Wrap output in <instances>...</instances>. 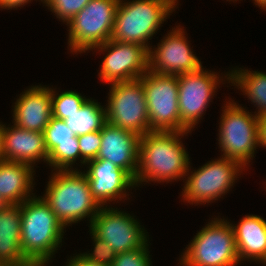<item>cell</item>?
<instances>
[{"instance_id": "34", "label": "cell", "mask_w": 266, "mask_h": 266, "mask_svg": "<svg viewBox=\"0 0 266 266\" xmlns=\"http://www.w3.org/2000/svg\"><path fill=\"white\" fill-rule=\"evenodd\" d=\"M4 160L3 125L0 123V161Z\"/></svg>"}, {"instance_id": "37", "label": "cell", "mask_w": 266, "mask_h": 266, "mask_svg": "<svg viewBox=\"0 0 266 266\" xmlns=\"http://www.w3.org/2000/svg\"><path fill=\"white\" fill-rule=\"evenodd\" d=\"M0 266H16V265H12V264H0Z\"/></svg>"}, {"instance_id": "33", "label": "cell", "mask_w": 266, "mask_h": 266, "mask_svg": "<svg viewBox=\"0 0 266 266\" xmlns=\"http://www.w3.org/2000/svg\"><path fill=\"white\" fill-rule=\"evenodd\" d=\"M31 0H1V8L3 9H12L24 6L29 3Z\"/></svg>"}, {"instance_id": "15", "label": "cell", "mask_w": 266, "mask_h": 266, "mask_svg": "<svg viewBox=\"0 0 266 266\" xmlns=\"http://www.w3.org/2000/svg\"><path fill=\"white\" fill-rule=\"evenodd\" d=\"M86 164L88 170L84 174L91 194L101 207L109 201L126 198V189L136 187L134 178L128 172L108 160L93 159Z\"/></svg>"}, {"instance_id": "1", "label": "cell", "mask_w": 266, "mask_h": 266, "mask_svg": "<svg viewBox=\"0 0 266 266\" xmlns=\"http://www.w3.org/2000/svg\"><path fill=\"white\" fill-rule=\"evenodd\" d=\"M187 133L151 131L140 137L136 186L148 181L172 182L189 175L190 158L180 141Z\"/></svg>"}, {"instance_id": "13", "label": "cell", "mask_w": 266, "mask_h": 266, "mask_svg": "<svg viewBox=\"0 0 266 266\" xmlns=\"http://www.w3.org/2000/svg\"><path fill=\"white\" fill-rule=\"evenodd\" d=\"M217 74L202 67L199 71L177 76L180 122L189 131L199 122L222 80Z\"/></svg>"}, {"instance_id": "12", "label": "cell", "mask_w": 266, "mask_h": 266, "mask_svg": "<svg viewBox=\"0 0 266 266\" xmlns=\"http://www.w3.org/2000/svg\"><path fill=\"white\" fill-rule=\"evenodd\" d=\"M95 48L108 51L99 73L105 83L136 80L149 69V50L144 46L108 40Z\"/></svg>"}, {"instance_id": "8", "label": "cell", "mask_w": 266, "mask_h": 266, "mask_svg": "<svg viewBox=\"0 0 266 266\" xmlns=\"http://www.w3.org/2000/svg\"><path fill=\"white\" fill-rule=\"evenodd\" d=\"M107 101L106 122L140 137L150 132L143 76L136 80L111 83Z\"/></svg>"}, {"instance_id": "26", "label": "cell", "mask_w": 266, "mask_h": 266, "mask_svg": "<svg viewBox=\"0 0 266 266\" xmlns=\"http://www.w3.org/2000/svg\"><path fill=\"white\" fill-rule=\"evenodd\" d=\"M43 134L48 154L60 143L78 142L77 136L68 128L64 120L53 116L45 127Z\"/></svg>"}, {"instance_id": "31", "label": "cell", "mask_w": 266, "mask_h": 266, "mask_svg": "<svg viewBox=\"0 0 266 266\" xmlns=\"http://www.w3.org/2000/svg\"><path fill=\"white\" fill-rule=\"evenodd\" d=\"M68 261V265L66 266H107L94 261L86 260L80 254L73 256V258L71 257Z\"/></svg>"}, {"instance_id": "30", "label": "cell", "mask_w": 266, "mask_h": 266, "mask_svg": "<svg viewBox=\"0 0 266 266\" xmlns=\"http://www.w3.org/2000/svg\"><path fill=\"white\" fill-rule=\"evenodd\" d=\"M90 233L92 234L91 236H93L92 239L95 243L94 250L92 251L93 253H80V255L86 260L111 266L117 254L108 243L95 236L91 231Z\"/></svg>"}, {"instance_id": "17", "label": "cell", "mask_w": 266, "mask_h": 266, "mask_svg": "<svg viewBox=\"0 0 266 266\" xmlns=\"http://www.w3.org/2000/svg\"><path fill=\"white\" fill-rule=\"evenodd\" d=\"M52 117L51 88L32 86L20 94L13 109V123L25 130L42 132Z\"/></svg>"}, {"instance_id": "5", "label": "cell", "mask_w": 266, "mask_h": 266, "mask_svg": "<svg viewBox=\"0 0 266 266\" xmlns=\"http://www.w3.org/2000/svg\"><path fill=\"white\" fill-rule=\"evenodd\" d=\"M214 218L187 245L182 266H235L238 257L234 231L230 222Z\"/></svg>"}, {"instance_id": "25", "label": "cell", "mask_w": 266, "mask_h": 266, "mask_svg": "<svg viewBox=\"0 0 266 266\" xmlns=\"http://www.w3.org/2000/svg\"><path fill=\"white\" fill-rule=\"evenodd\" d=\"M80 158L78 142L60 143L48 155V165L53 170H72V166ZM70 167V168H69Z\"/></svg>"}, {"instance_id": "38", "label": "cell", "mask_w": 266, "mask_h": 266, "mask_svg": "<svg viewBox=\"0 0 266 266\" xmlns=\"http://www.w3.org/2000/svg\"><path fill=\"white\" fill-rule=\"evenodd\" d=\"M43 1V3H47L48 1H50V0H41V2Z\"/></svg>"}, {"instance_id": "32", "label": "cell", "mask_w": 266, "mask_h": 266, "mask_svg": "<svg viewBox=\"0 0 266 266\" xmlns=\"http://www.w3.org/2000/svg\"><path fill=\"white\" fill-rule=\"evenodd\" d=\"M259 144L266 147V114L259 117Z\"/></svg>"}, {"instance_id": "29", "label": "cell", "mask_w": 266, "mask_h": 266, "mask_svg": "<svg viewBox=\"0 0 266 266\" xmlns=\"http://www.w3.org/2000/svg\"><path fill=\"white\" fill-rule=\"evenodd\" d=\"M77 138L80 147V163L85 165L86 162L96 159L101 147L100 130L77 136Z\"/></svg>"}, {"instance_id": "16", "label": "cell", "mask_w": 266, "mask_h": 266, "mask_svg": "<svg viewBox=\"0 0 266 266\" xmlns=\"http://www.w3.org/2000/svg\"><path fill=\"white\" fill-rule=\"evenodd\" d=\"M96 159H104L128 172L134 179L139 166L140 136L106 122Z\"/></svg>"}, {"instance_id": "14", "label": "cell", "mask_w": 266, "mask_h": 266, "mask_svg": "<svg viewBox=\"0 0 266 266\" xmlns=\"http://www.w3.org/2000/svg\"><path fill=\"white\" fill-rule=\"evenodd\" d=\"M167 35L155 50H149V70L175 76L199 71L201 61L191 51L184 29L173 28Z\"/></svg>"}, {"instance_id": "10", "label": "cell", "mask_w": 266, "mask_h": 266, "mask_svg": "<svg viewBox=\"0 0 266 266\" xmlns=\"http://www.w3.org/2000/svg\"><path fill=\"white\" fill-rule=\"evenodd\" d=\"M243 169L234 159L222 157L209 161L187 177L182 197L192 205L218 200L230 190Z\"/></svg>"}, {"instance_id": "4", "label": "cell", "mask_w": 266, "mask_h": 266, "mask_svg": "<svg viewBox=\"0 0 266 266\" xmlns=\"http://www.w3.org/2000/svg\"><path fill=\"white\" fill-rule=\"evenodd\" d=\"M119 1L110 40L135 43L151 49L147 43L163 21L174 11L177 0Z\"/></svg>"}, {"instance_id": "21", "label": "cell", "mask_w": 266, "mask_h": 266, "mask_svg": "<svg viewBox=\"0 0 266 266\" xmlns=\"http://www.w3.org/2000/svg\"><path fill=\"white\" fill-rule=\"evenodd\" d=\"M34 166L14 161H0V196L8 204H21L31 198Z\"/></svg>"}, {"instance_id": "19", "label": "cell", "mask_w": 266, "mask_h": 266, "mask_svg": "<svg viewBox=\"0 0 266 266\" xmlns=\"http://www.w3.org/2000/svg\"><path fill=\"white\" fill-rule=\"evenodd\" d=\"M20 204L0 209V264L34 266L21 249Z\"/></svg>"}, {"instance_id": "9", "label": "cell", "mask_w": 266, "mask_h": 266, "mask_svg": "<svg viewBox=\"0 0 266 266\" xmlns=\"http://www.w3.org/2000/svg\"><path fill=\"white\" fill-rule=\"evenodd\" d=\"M150 132H191L180 122L178 104V78L157 74L151 70L143 75Z\"/></svg>"}, {"instance_id": "11", "label": "cell", "mask_w": 266, "mask_h": 266, "mask_svg": "<svg viewBox=\"0 0 266 266\" xmlns=\"http://www.w3.org/2000/svg\"><path fill=\"white\" fill-rule=\"evenodd\" d=\"M137 220L124 211L102 207L90 223V231L108 243L116 254L143 247L147 234Z\"/></svg>"}, {"instance_id": "23", "label": "cell", "mask_w": 266, "mask_h": 266, "mask_svg": "<svg viewBox=\"0 0 266 266\" xmlns=\"http://www.w3.org/2000/svg\"><path fill=\"white\" fill-rule=\"evenodd\" d=\"M94 100L87 99L78 112L64 120L76 136L101 130L106 123L105 108Z\"/></svg>"}, {"instance_id": "2", "label": "cell", "mask_w": 266, "mask_h": 266, "mask_svg": "<svg viewBox=\"0 0 266 266\" xmlns=\"http://www.w3.org/2000/svg\"><path fill=\"white\" fill-rule=\"evenodd\" d=\"M20 210L22 252L34 266H46L60 247L66 227L42 196L25 200Z\"/></svg>"}, {"instance_id": "22", "label": "cell", "mask_w": 266, "mask_h": 266, "mask_svg": "<svg viewBox=\"0 0 266 266\" xmlns=\"http://www.w3.org/2000/svg\"><path fill=\"white\" fill-rule=\"evenodd\" d=\"M241 69V70H240ZM237 68L226 75L229 83L238 86L248 99L256 105L258 117L266 114V74Z\"/></svg>"}, {"instance_id": "27", "label": "cell", "mask_w": 266, "mask_h": 266, "mask_svg": "<svg viewBox=\"0 0 266 266\" xmlns=\"http://www.w3.org/2000/svg\"><path fill=\"white\" fill-rule=\"evenodd\" d=\"M89 1L90 0H50L45 6L55 13L57 18L68 24Z\"/></svg>"}, {"instance_id": "35", "label": "cell", "mask_w": 266, "mask_h": 266, "mask_svg": "<svg viewBox=\"0 0 266 266\" xmlns=\"http://www.w3.org/2000/svg\"><path fill=\"white\" fill-rule=\"evenodd\" d=\"M256 5H258L263 10H266V0H253Z\"/></svg>"}, {"instance_id": "20", "label": "cell", "mask_w": 266, "mask_h": 266, "mask_svg": "<svg viewBox=\"0 0 266 266\" xmlns=\"http://www.w3.org/2000/svg\"><path fill=\"white\" fill-rule=\"evenodd\" d=\"M239 260L264 262L266 259V221L257 215H246L232 225Z\"/></svg>"}, {"instance_id": "28", "label": "cell", "mask_w": 266, "mask_h": 266, "mask_svg": "<svg viewBox=\"0 0 266 266\" xmlns=\"http://www.w3.org/2000/svg\"><path fill=\"white\" fill-rule=\"evenodd\" d=\"M148 242L138 249L118 253L111 266H150Z\"/></svg>"}, {"instance_id": "18", "label": "cell", "mask_w": 266, "mask_h": 266, "mask_svg": "<svg viewBox=\"0 0 266 266\" xmlns=\"http://www.w3.org/2000/svg\"><path fill=\"white\" fill-rule=\"evenodd\" d=\"M4 160L34 165L39 160L48 164L44 134L25 130L15 124L3 125Z\"/></svg>"}, {"instance_id": "6", "label": "cell", "mask_w": 266, "mask_h": 266, "mask_svg": "<svg viewBox=\"0 0 266 266\" xmlns=\"http://www.w3.org/2000/svg\"><path fill=\"white\" fill-rule=\"evenodd\" d=\"M223 108L218 140L222 157L234 159L245 168L260 145L259 117L234 101L227 102Z\"/></svg>"}, {"instance_id": "24", "label": "cell", "mask_w": 266, "mask_h": 266, "mask_svg": "<svg viewBox=\"0 0 266 266\" xmlns=\"http://www.w3.org/2000/svg\"><path fill=\"white\" fill-rule=\"evenodd\" d=\"M86 100L87 98L75 91H65L57 94L51 88L52 116L65 120L73 113L78 112Z\"/></svg>"}, {"instance_id": "7", "label": "cell", "mask_w": 266, "mask_h": 266, "mask_svg": "<svg viewBox=\"0 0 266 266\" xmlns=\"http://www.w3.org/2000/svg\"><path fill=\"white\" fill-rule=\"evenodd\" d=\"M120 0H90L68 22L71 52L82 53L110 40Z\"/></svg>"}, {"instance_id": "3", "label": "cell", "mask_w": 266, "mask_h": 266, "mask_svg": "<svg viewBox=\"0 0 266 266\" xmlns=\"http://www.w3.org/2000/svg\"><path fill=\"white\" fill-rule=\"evenodd\" d=\"M43 199L64 227L86 217H90L91 223L101 208L91 194L84 171L77 169L56 170L48 181Z\"/></svg>"}, {"instance_id": "36", "label": "cell", "mask_w": 266, "mask_h": 266, "mask_svg": "<svg viewBox=\"0 0 266 266\" xmlns=\"http://www.w3.org/2000/svg\"><path fill=\"white\" fill-rule=\"evenodd\" d=\"M7 205H9L4 198L0 196V209L5 208Z\"/></svg>"}]
</instances>
